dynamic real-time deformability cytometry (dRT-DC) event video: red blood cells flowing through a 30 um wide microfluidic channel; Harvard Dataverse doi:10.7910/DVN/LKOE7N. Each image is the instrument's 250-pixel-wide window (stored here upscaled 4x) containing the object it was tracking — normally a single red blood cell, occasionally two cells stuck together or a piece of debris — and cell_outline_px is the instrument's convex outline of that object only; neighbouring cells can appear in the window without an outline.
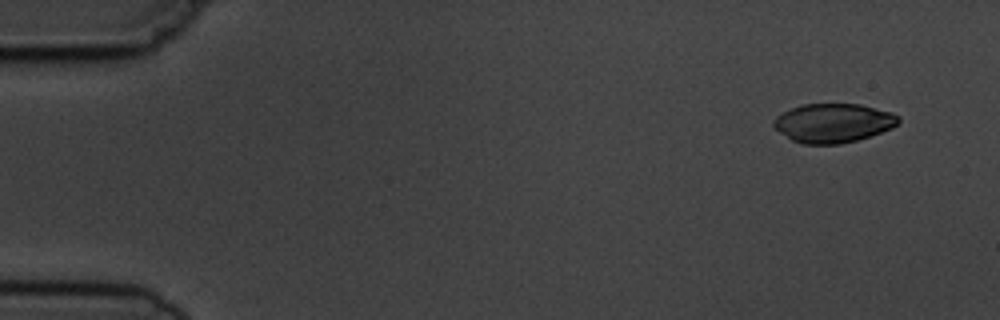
{"species": "common noctule bat (a hibernating species)", "species_latin": "Nyctalus noctula", "temperature_condition": "cold", "stored_images_in_passage": 6, "camera_frame_rate_fps": 3000, "um_per_image_px": 0.085, "animal": {"sex": "male", "body_mass_g": 19.5, "forearm_length_mm": 54.6}, "frame": {"image": 1, "passage_image": 1, "time_ms": 0.0, "image_size_px": [1000, 320], "cell_outline_px": [[900, 120], [892, 128], [856, 140], [840, 144], [804, 144], [792, 140], [780, 132], [772, 124], [776, 116], [792, 108], [804, 104], [860, 104], [892, 112], [900, 116]], "centroid_in_image_um": [70.83, 10.45], "position_along_channel_um": 14.2, "area_um2": 28.15}}
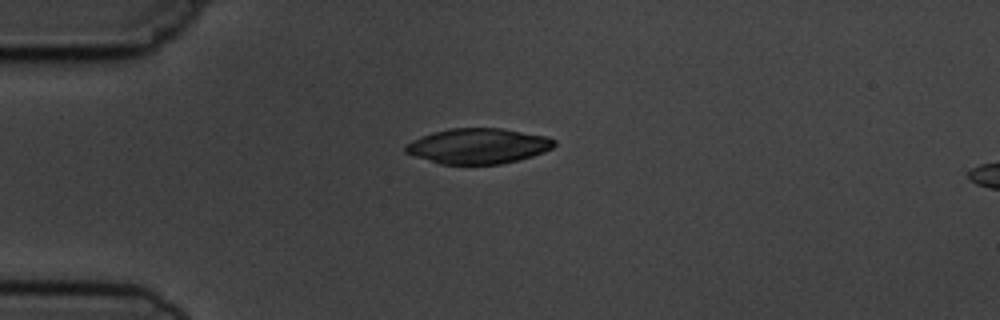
{"frame": {"image": 2, "passage_image": 4, "time_ms": 3.333, "image_size_px": [1000, 320], "cell_outline_px": [[556, 144], [552, 148], [544, 152], [520, 160], [500, 164], [440, 164], [404, 152], [404, 148], [412, 140], [432, 132], [448, 128], [500, 128], [548, 136], [556, 140]], "centroid_in_image_um": [40.67, 12.41], "position_along_channel_um": 44.3, "area_um2": 30.69}}